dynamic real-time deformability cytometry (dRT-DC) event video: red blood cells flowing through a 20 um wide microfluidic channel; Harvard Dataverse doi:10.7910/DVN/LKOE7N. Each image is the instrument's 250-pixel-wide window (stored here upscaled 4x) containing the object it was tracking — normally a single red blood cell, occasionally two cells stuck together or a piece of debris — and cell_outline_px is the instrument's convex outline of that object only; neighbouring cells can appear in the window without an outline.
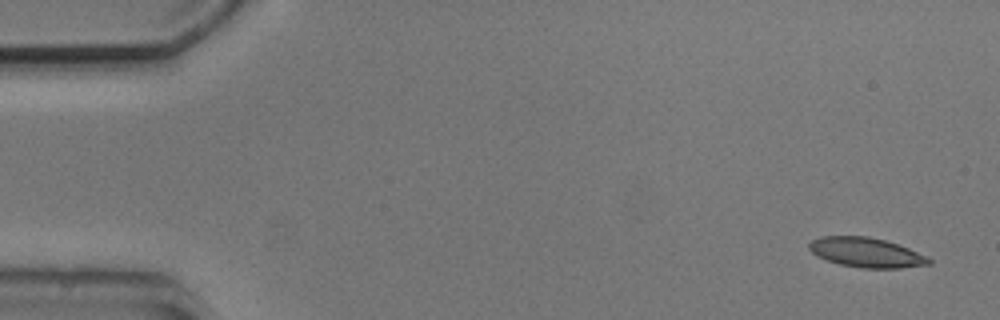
{"species": "common noctule bat (a hibernating species)", "species_latin": "Nyctalus noctula", "temperature_condition": "cold", "stored_images_in_passage": 4, "camera_frame_rate_fps": 3000, "um_per_image_px": 0.085, "animal": {"sex": "male", "body_mass_g": 20.5, "forearm_length_mm": 52.5}, "frame": {"image": 1, "passage_image": 1, "time_ms": 0.0, "image_size_px": [1000, 320], "cell_outline_px": [[932, 264], [900, 268], [864, 268], [840, 264], [816, 256], [808, 248], [808, 244], [812, 240], [820, 236], [868, 236], [884, 240], [908, 248], [932, 260]], "centroid_in_image_um": [73.6, 21.46], "position_along_channel_um": 11.4, "area_um2": 20.52}}
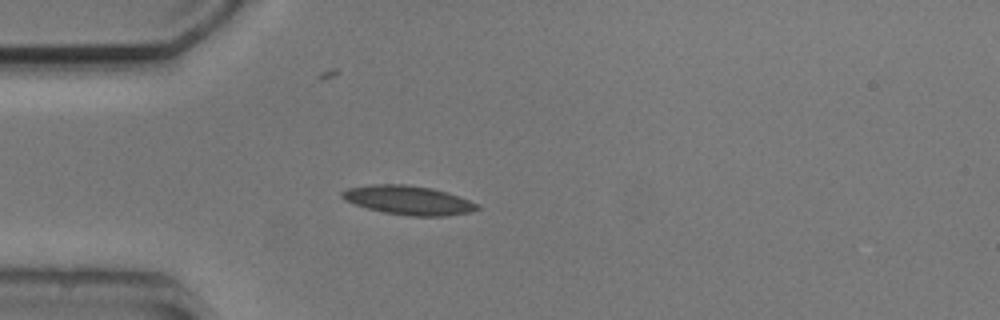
{"frame": {"image": 2, "passage_image": 4, "time_ms": 4.0, "image_size_px": [1000, 320], "cell_outline_px": [[480, 208], [472, 212], [444, 216], [412, 216], [384, 212], [368, 208], [344, 200], [340, 196], [340, 192], [348, 188], [372, 184], [408, 184], [432, 188], [448, 192], [460, 196], [480, 204]], "centroid_in_image_um": [34.75, 17.01], "position_along_channel_um": 50.2, "area_um2": 23.0}}